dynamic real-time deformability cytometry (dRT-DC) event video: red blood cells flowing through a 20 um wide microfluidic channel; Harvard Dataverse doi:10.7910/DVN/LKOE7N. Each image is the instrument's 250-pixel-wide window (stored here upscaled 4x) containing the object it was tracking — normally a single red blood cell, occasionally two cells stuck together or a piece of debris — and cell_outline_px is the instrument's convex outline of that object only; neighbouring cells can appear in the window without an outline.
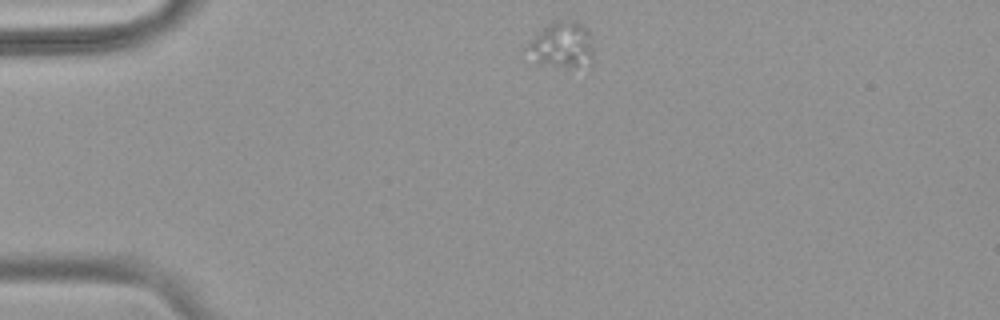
{"species": "common noctule bat (a hibernating species)", "species_latin": "Nyctalus noctula", "temperature_condition": "warm", "stored_images_in_passage": 42, "camera_frame_rate_fps": 3000, "um_per_image_px": 0.085, "animal": {"sex": "female", "body_mass_g": 18.4}, "frame": {"image": 1, "passage_image": 1, "time_ms": 0.0, "image_size_px": [1000, 320], "cell_outline_px": [[592, 68], [572, 68], [536, 60], [528, 48], [528, 44], [552, 20], [576, 20], [588, 32], [592, 52]], "centroid_in_image_um": [47.87, 3.82], "position_along_channel_um": 37.1, "area_um2": 17.11}}
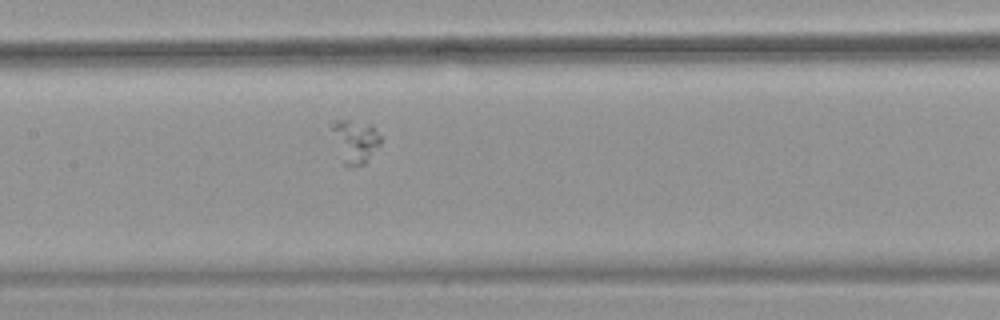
{"frame": {"image": 2, "passage_image": 16, "time_ms": 5.0, "image_size_px": [1000, 320], "cell_outline_px": [[380, 148], [364, 164], [352, 168], [348, 168], [344, 164], [332, 128], [336, 120], [348, 120], [372, 124], [380, 136]], "centroid_in_image_um": [30.26, 12.04], "position_along_channel_um": 177.1, "area_um2": 12.08}}
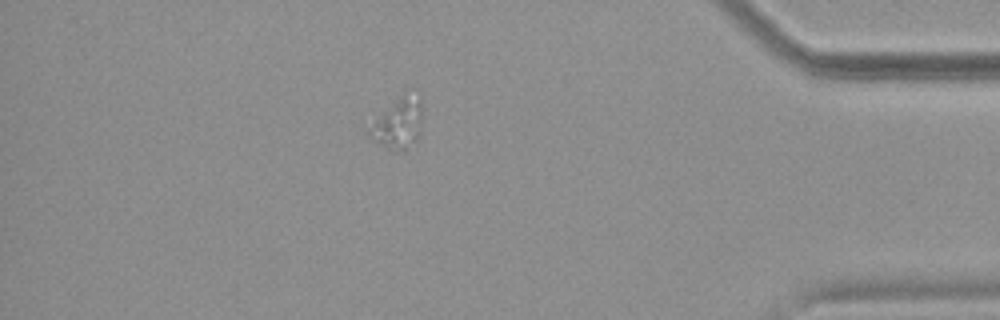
{"frame": {"image": 3, "passage_image": 37, "time_ms": 12.0, "image_size_px": [1000, 320], "cell_outline_px": [[420, 136], [404, 152], [388, 148], [376, 140], [368, 132], [376, 120], [404, 92], [420, 100]], "centroid_in_image_um": [33.9, 10.54], "position_along_channel_um": 401.3, "area_um2": 14.51}}